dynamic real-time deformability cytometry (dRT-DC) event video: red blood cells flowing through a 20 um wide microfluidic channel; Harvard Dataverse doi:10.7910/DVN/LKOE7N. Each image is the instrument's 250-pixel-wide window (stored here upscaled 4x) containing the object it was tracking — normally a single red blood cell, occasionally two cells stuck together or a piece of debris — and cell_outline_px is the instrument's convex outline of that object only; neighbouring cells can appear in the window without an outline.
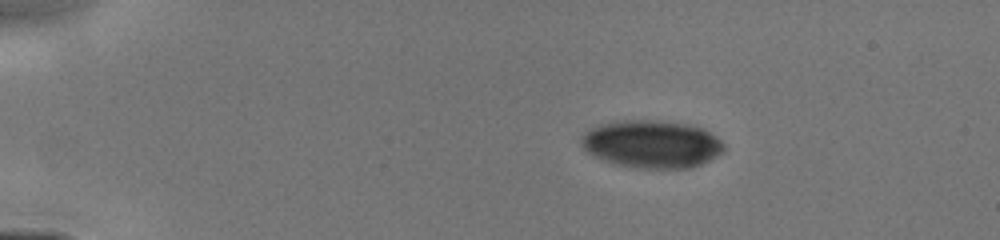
{"species": "human", "species_latin": "Homo sapiens", "temperature_condition": "cold", "stored_images_in_passage": 10, "camera_frame_rate_fps": 3000, "um_per_image_px": 0.085, "donor": {"sex": "male"}, "frame": {"image": 1, "passage_image": 1, "time_ms": 0.0, "image_size_px": [1000, 240], "cell_outline_px": [[724, 152], [692, 168], [636, 168], [612, 164], [588, 152], [584, 148], [580, 140], [584, 132], [600, 124], [624, 120], [660, 120], [688, 124], [704, 128], [716, 136], [724, 144]], "centroid_in_image_um": [55.41, 12.24], "position_along_channel_um": 29.6, "area_um2": 39.77}}
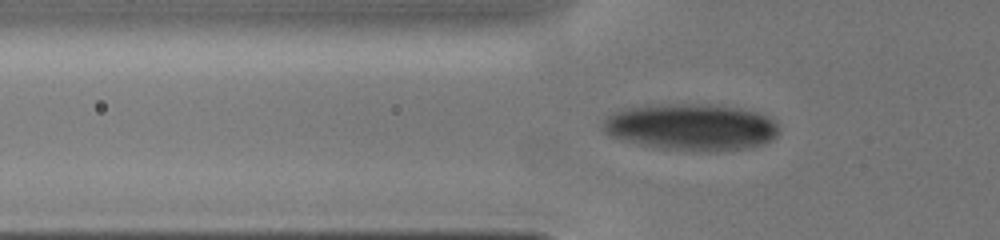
{"frame": {"image": 2, "passage_image": 9, "time_ms": 2.667, "image_size_px": [1000, 240], "cell_outline_px": [[780, 132], [772, 140], [748, 148], [660, 148], [620, 140], [608, 136], [600, 128], [604, 120], [612, 112], [624, 108], [644, 104], [712, 104], [740, 108], [756, 112], [768, 116], [776, 120], [780, 124]], "centroid_in_image_um": [58.71, 10.74], "position_along_channel_um": 67.1, "area_um2": 47.51}}